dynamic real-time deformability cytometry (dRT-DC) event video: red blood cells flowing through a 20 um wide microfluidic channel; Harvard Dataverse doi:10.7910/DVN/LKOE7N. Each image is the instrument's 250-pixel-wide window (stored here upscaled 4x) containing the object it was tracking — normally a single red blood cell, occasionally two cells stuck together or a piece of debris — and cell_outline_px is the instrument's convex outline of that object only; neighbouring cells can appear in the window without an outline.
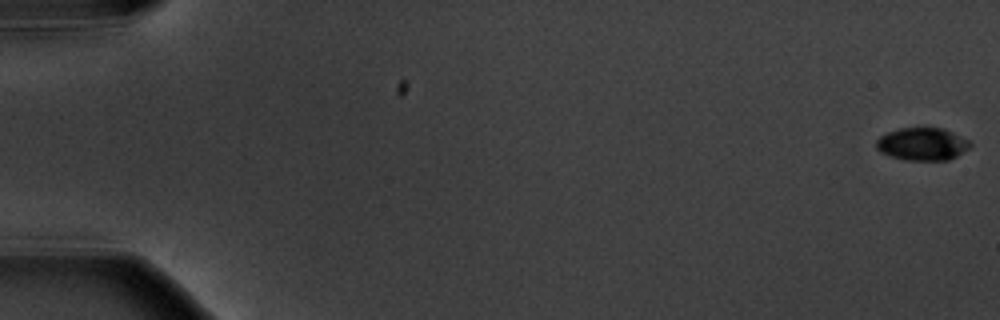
{"species": "common noctule bat (a hibernating species)", "species_latin": "Nyctalus noctula", "temperature_condition": "warm", "stored_images_in_passage": 6, "camera_frame_rate_fps": 3000, "um_per_image_px": 0.085, "animal": {"sex": "male", "body_mass_g": 20.1, "forearm_length_mm": 53.5}, "frame": {"image": 1, "passage_image": 1, "time_ms": 0.0, "image_size_px": [1000, 320], "cell_outline_px": [[972, 144], [968, 148], [956, 156], [948, 160], [904, 160], [888, 156], [880, 152], [876, 148], [876, 140], [880, 136], [888, 132], [900, 128], [944, 128], [968, 140]], "centroid_in_image_um": [78.36, 12.25], "position_along_channel_um": 6.6, "area_um2": 17.86}}
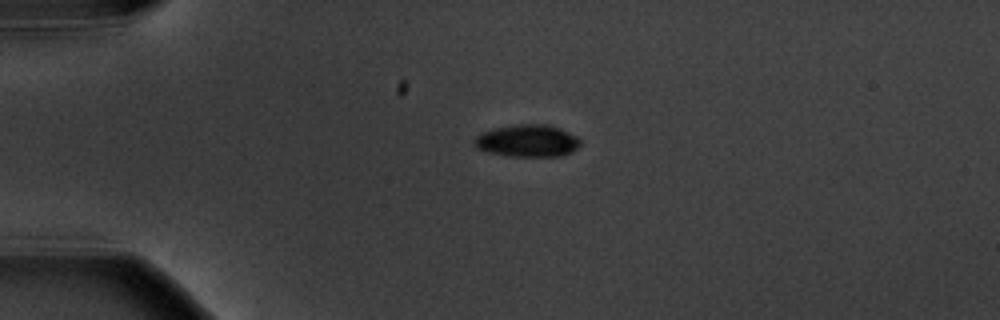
{"frame": {"image": 2, "passage_image": 5, "time_ms": 4.667, "image_size_px": [1000, 320], "cell_outline_px": [[580, 144], [572, 152], [560, 156], [508, 156], [488, 152], [476, 148], [472, 144], [472, 140], [476, 136], [492, 128], [516, 124], [548, 124], [568, 132], [576, 136], [580, 140]], "centroid_in_image_um": [44.79, 11.96], "position_along_channel_um": 40.2, "area_um2": 20.0}}